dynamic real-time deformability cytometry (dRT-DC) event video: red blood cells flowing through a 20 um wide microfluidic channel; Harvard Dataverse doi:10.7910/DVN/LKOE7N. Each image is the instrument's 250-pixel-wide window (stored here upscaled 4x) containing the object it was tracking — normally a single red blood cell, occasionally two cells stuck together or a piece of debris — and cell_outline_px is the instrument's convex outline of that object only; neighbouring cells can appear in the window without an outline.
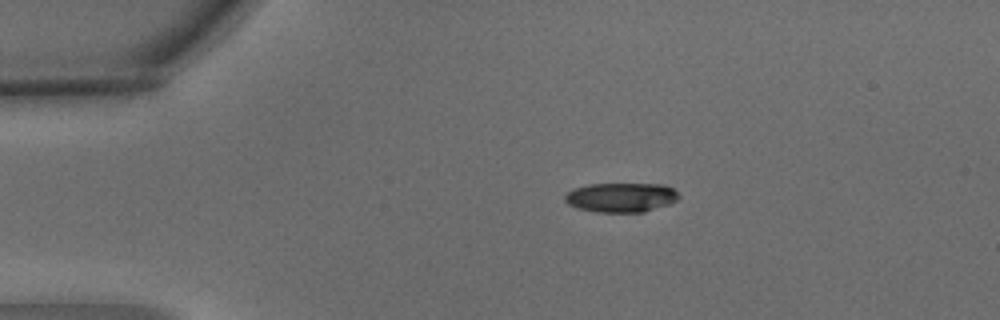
{"species": "common noctule bat (a hibernating species)", "species_latin": "Nyctalus noctula", "temperature_condition": "warm", "stored_images_in_passage": 5, "camera_frame_rate_fps": 3000, "um_per_image_px": 0.085, "animal": {"sex": "male", "body_mass_g": 15.6}, "frame": {"image": 1, "passage_image": 5, "time_ms": 1.333, "image_size_px": [1000, 320], "cell_outline_px": [[680, 196], [676, 200], [668, 204], [644, 212], [596, 212], [580, 208], [568, 204], [564, 200], [564, 196], [572, 188], [588, 184], [664, 184], [672, 188]], "centroid_in_image_um": [52.77, 16.77], "position_along_channel_um": 32.2, "area_um2": 19.48}}